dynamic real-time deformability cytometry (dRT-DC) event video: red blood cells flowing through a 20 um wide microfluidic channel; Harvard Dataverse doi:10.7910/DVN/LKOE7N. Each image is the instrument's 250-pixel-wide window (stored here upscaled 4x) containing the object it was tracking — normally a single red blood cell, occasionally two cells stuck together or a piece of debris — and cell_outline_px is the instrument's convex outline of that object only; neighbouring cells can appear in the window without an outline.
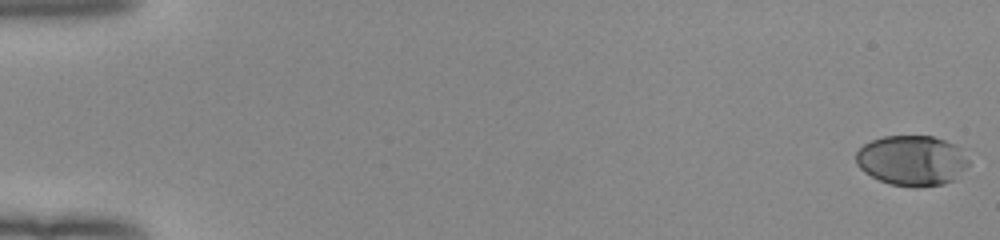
{"species": "human", "species_latin": "Homo sapiens", "temperature_condition": "room temperature", "stored_images_in_passage": 53, "camera_frame_rate_fps": 3000, "um_per_image_px": 0.085, "donor": {"sex": "female"}, "frame": {"image": 1, "passage_image": 1, "time_ms": 0.0, "image_size_px": [1000, 240], "cell_outline_px": [[968, 164], [956, 180], [944, 184], [920, 188], [916, 188], [888, 184], [864, 172], [856, 164], [856, 152], [864, 144], [872, 140], [884, 136], [932, 136], [956, 144], [968, 160]], "centroid_in_image_um": [77.51, 13.66], "position_along_channel_um": 7.5, "area_um2": 33.23}}
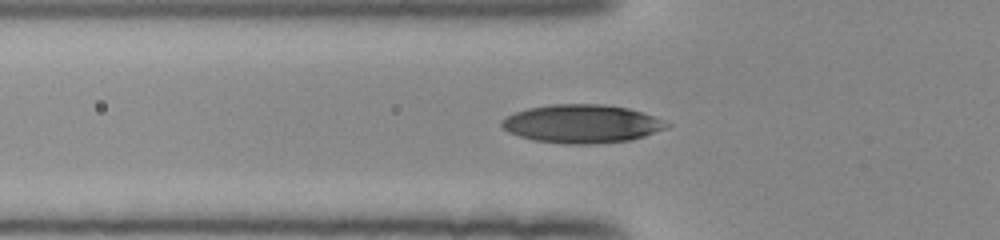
{"frame": {"image": 2, "passage_image": 20, "time_ms": 6.333, "image_size_px": [1000, 240], "cell_outline_px": [[672, 124], [664, 128], [644, 136], [632, 140], [592, 144], [564, 144], [532, 140], [508, 132], [500, 124], [500, 120], [516, 112], [528, 108], [552, 104], [600, 104], [628, 108], [652, 116]], "centroid_in_image_um": [49.42, 10.53], "position_along_channel_um": 76.4, "area_um2": 36.7}}
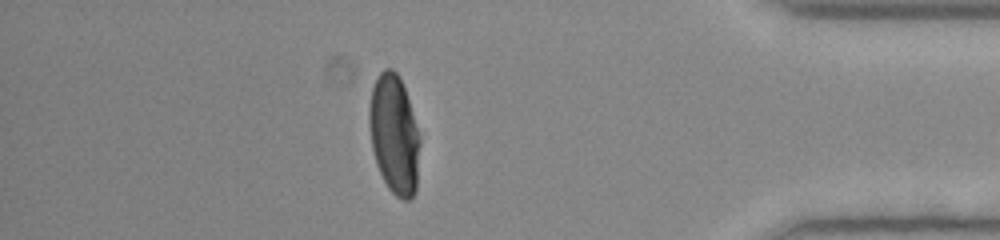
{"frame": {"image": 3, "passage_image": 47, "time_ms": 15.333, "image_size_px": [1000, 240], "cell_outline_px": [[420, 144], [416, 192], [408, 200], [404, 200], [396, 196], [388, 188], [376, 164], [372, 148], [368, 120], [368, 108], [372, 88], [380, 72], [384, 68], [392, 68], [400, 76], [420, 136]], "centroid_in_image_um": [33.5, 11.43], "position_along_channel_um": 401.7, "area_um2": 35.26}, "authors_computed_cell_mechanics": {"area_um2": 34.8534, "velocity_mm_per_s": 3.9782, "shape_relaxation_time_tau1_ms": 4.2934, "shape_relaxation_time_tau2_ms": null, "deformation_change_tau1": 0.1968, "deformation_change_tau2": null}}